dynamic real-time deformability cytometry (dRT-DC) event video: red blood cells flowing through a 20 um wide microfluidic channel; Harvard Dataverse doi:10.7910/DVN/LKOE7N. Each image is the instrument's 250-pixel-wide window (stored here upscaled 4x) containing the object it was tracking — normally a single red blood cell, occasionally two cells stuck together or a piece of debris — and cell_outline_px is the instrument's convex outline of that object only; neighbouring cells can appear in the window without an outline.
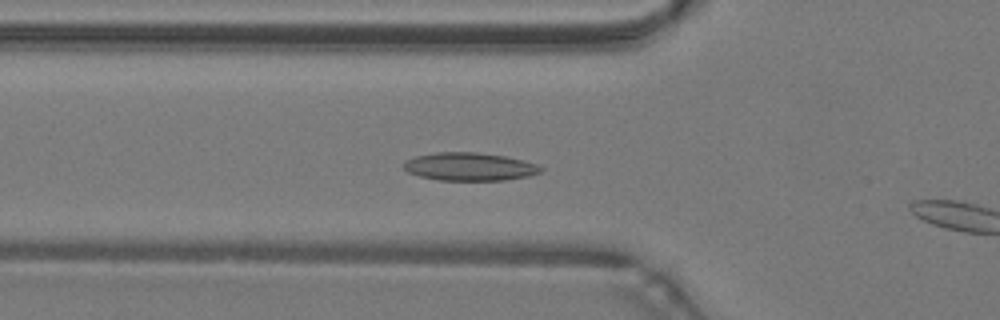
{"species": "common noctule bat (a hibernating species)", "species_latin": "Nyctalus noctula", "temperature_condition": "warm", "stored_images_in_passage": 9, "camera_frame_rate_fps": 3000, "um_per_image_px": 0.085, "animal": {"sex": "male", "body_mass_g": 19.2, "forearm_length_mm": 51.8}, "frame": {"image": 1, "passage_image": 7, "time_ms": 2.0, "image_size_px": [1000, 320], "cell_outline_px": [[544, 168], [540, 172], [528, 176], [504, 180], [440, 180], [420, 176], [408, 172], [404, 168], [404, 160], [416, 156], [436, 152], [476, 152], [504, 156], [536, 164]], "centroid_in_image_um": [39.89, 14.16], "position_along_channel_um": 85.9, "area_um2": 22.2}}